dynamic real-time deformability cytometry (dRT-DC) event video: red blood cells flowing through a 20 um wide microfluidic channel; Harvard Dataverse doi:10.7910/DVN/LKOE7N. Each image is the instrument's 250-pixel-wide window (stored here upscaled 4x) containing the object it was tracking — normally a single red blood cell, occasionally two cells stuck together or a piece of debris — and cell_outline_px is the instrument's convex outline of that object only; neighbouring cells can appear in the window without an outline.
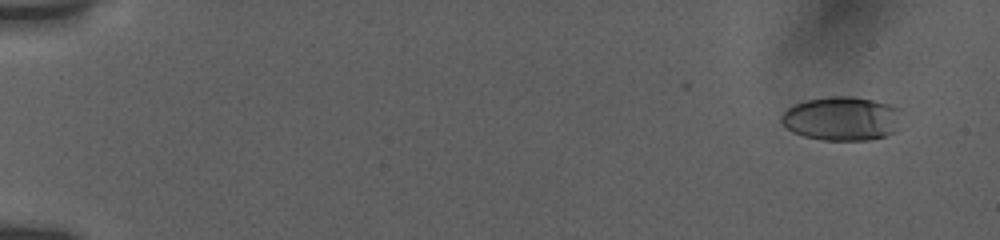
{"species": "human", "species_latin": "Homo sapiens", "temperature_condition": "room temperature", "stored_images_in_passage": 54, "camera_frame_rate_fps": 3000, "um_per_image_px": 0.085, "donor": {"sex": "female"}, "frame": {"image": 1, "passage_image": 6, "time_ms": 1.333, "image_size_px": [1000, 240], "cell_outline_px": [[900, 108], [892, 132], [884, 136], [868, 140], [824, 140], [804, 136], [792, 132], [780, 120], [780, 116], [788, 108], [796, 104], [808, 100], [828, 96], [852, 96], [872, 100], [888, 104]], "centroid_in_image_um": [71.49, 10.07], "position_along_channel_um": 13.5, "area_um2": 30.23}}
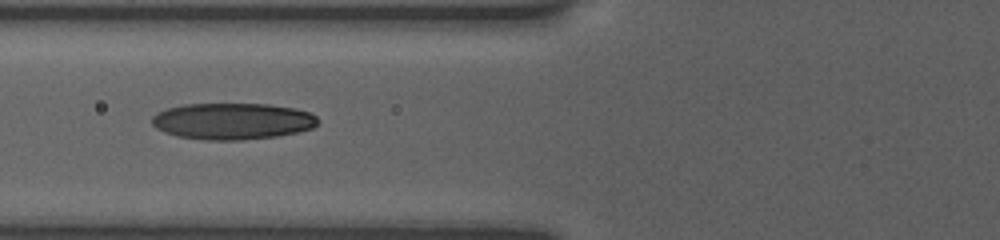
{"frame": {"image": 2, "passage_image": 31, "time_ms": 8.0, "image_size_px": [1000, 240], "cell_outline_px": [[316, 124], [312, 128], [296, 132], [276, 136], [244, 140], [204, 140], [176, 136], [164, 132], [156, 128], [152, 124], [152, 116], [156, 112], [168, 108], [184, 104], [268, 104], [292, 108], [308, 112], [316, 116]], "centroid_in_image_um": [19.7, 10.3], "position_along_channel_um": 106.1, "area_um2": 35.2}}
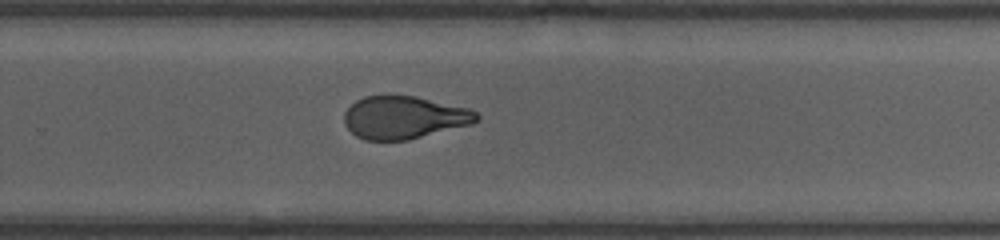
{"frame": {"image": 3, "passage_image": 53, "time_ms": 13.0, "image_size_px": [1000, 240], "cell_outline_px": [[480, 120], [472, 124], [408, 140], [364, 140], [356, 136], [344, 124], [344, 112], [356, 100], [364, 96], [384, 92], [388, 92], [416, 96], [468, 108], [476, 112], [480, 116]], "centroid_in_image_um": [34.32, 9.94], "position_along_channel_um": 295.5, "area_um2": 33.76}}